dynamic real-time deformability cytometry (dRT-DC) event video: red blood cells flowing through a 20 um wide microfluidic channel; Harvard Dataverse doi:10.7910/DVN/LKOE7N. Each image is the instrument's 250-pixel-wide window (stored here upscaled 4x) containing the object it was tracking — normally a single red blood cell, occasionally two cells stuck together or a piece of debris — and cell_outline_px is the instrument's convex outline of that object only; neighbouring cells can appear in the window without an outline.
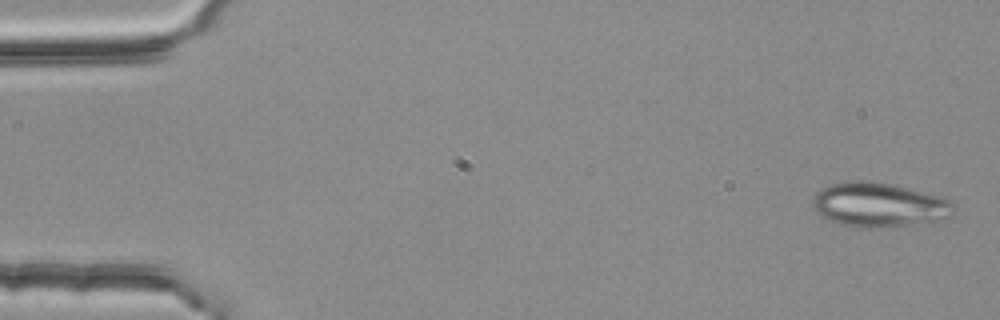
{"species": "common noctule bat (a hibernating species)", "species_latin": "Nyctalus noctula", "temperature_condition": "room temperature", "stored_images_in_passage": 5, "camera_frame_rate_fps": 3000, "um_per_image_px": 0.085, "animal": {"sex": "female", "body_mass_g": 25.1}, "frame": {"image": 1, "passage_image": 1, "time_ms": 0.0, "image_size_px": [1000, 320], "cell_outline_px": [[956, 204], [952, 216], [940, 220], [876, 228], [860, 228], [840, 224], [820, 216], [812, 208], [812, 200], [816, 192], [820, 188], [828, 184], [848, 180], [872, 180], [892, 184], [944, 196], [952, 200]], "centroid_in_image_um": [74.71, 17.38], "position_along_channel_um": 10.3, "area_um2": 37.22}}